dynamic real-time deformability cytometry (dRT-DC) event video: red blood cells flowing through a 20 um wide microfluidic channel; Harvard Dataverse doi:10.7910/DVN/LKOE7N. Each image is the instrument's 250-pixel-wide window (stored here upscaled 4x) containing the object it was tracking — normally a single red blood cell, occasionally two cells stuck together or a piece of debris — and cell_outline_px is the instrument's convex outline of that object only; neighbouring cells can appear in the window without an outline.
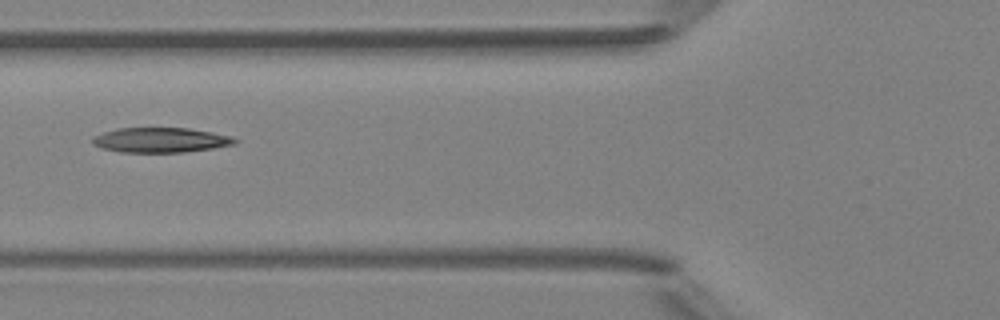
{"species": "Egyptian fruit bat (a non-hibernating species)", "species_latin": "Rousettus aegyptiacus", "temperature_condition": "room temperature", "stored_images_in_passage": 6, "camera_frame_rate_fps": 3000, "um_per_image_px": 0.085, "animal": {"sex": "female"}, "frame": {"image": 1, "passage_image": 6, "time_ms": 5.667, "image_size_px": [1000, 320], "cell_outline_px": [[240, 140], [236, 144], [212, 148], [184, 152], [120, 152], [100, 148], [92, 144], [92, 136], [116, 128], [188, 128], [212, 132], [232, 136]], "centroid_in_image_um": [13.65, 11.9], "position_along_channel_um": 112.2, "area_um2": 20.81}}